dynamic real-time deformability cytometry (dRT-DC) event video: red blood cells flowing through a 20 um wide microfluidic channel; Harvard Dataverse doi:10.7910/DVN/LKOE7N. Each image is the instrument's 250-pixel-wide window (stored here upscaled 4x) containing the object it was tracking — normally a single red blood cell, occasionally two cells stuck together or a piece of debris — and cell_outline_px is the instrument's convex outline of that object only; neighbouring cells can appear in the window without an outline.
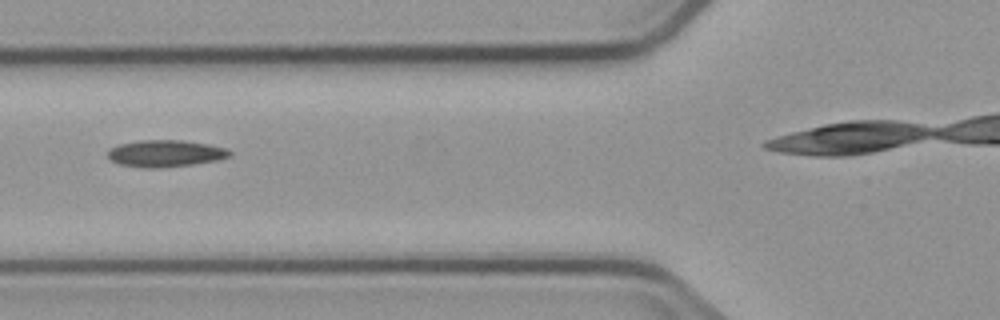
{"species": "common noctule bat (a hibernating species)", "species_latin": "Nyctalus noctula", "temperature_condition": "cold", "stored_images_in_passage": 9, "camera_frame_rate_fps": 3000, "um_per_image_px": 0.085, "animal": {"sex": "male", "body_mass_g": 23.1, "forearm_length_mm": 52.7}, "frame": {"image": 1, "passage_image": 7, "time_ms": 7.333, "image_size_px": [1000, 320], "cell_outline_px": [[232, 156], [216, 160], [192, 164], [160, 168], [144, 168], [120, 164], [112, 160], [108, 156], [108, 148], [120, 144], [140, 140], [180, 140], [208, 144], [224, 148], [232, 152]], "centroid_in_image_um": [14.05, 13.04], "position_along_channel_um": 111.8, "area_um2": 18.96}}